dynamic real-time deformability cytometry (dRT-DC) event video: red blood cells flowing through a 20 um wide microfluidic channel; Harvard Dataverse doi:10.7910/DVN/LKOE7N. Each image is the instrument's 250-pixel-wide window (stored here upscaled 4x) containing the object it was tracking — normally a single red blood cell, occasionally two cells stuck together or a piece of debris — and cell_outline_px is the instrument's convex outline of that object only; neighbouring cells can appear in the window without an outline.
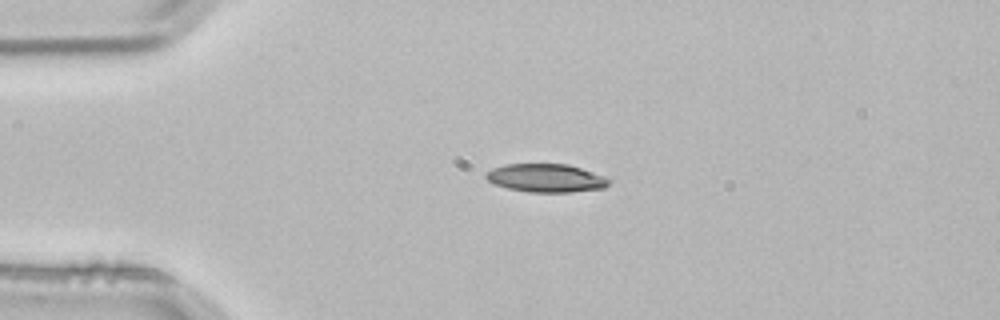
{"species": "common noctule bat (a hibernating species)", "species_latin": "Nyctalus noctula", "temperature_condition": "room temperature", "stored_images_in_passage": 2, "camera_frame_rate_fps": 3000, "um_per_image_px": 0.085, "animal": {"sex": "male", "body_mass_g": 21.5, "forearm_length_mm": 52.0}, "frame": {"image": 1, "passage_image": 1, "time_ms": 0.0, "image_size_px": [1000, 320], "cell_outline_px": [[612, 180], [604, 188], [572, 192], [528, 192], [508, 188], [492, 184], [484, 176], [484, 172], [492, 168], [504, 164], [568, 164], [604, 176]], "centroid_in_image_um": [46.37, 15.13], "position_along_channel_um": 38.6, "area_um2": 20.4}}
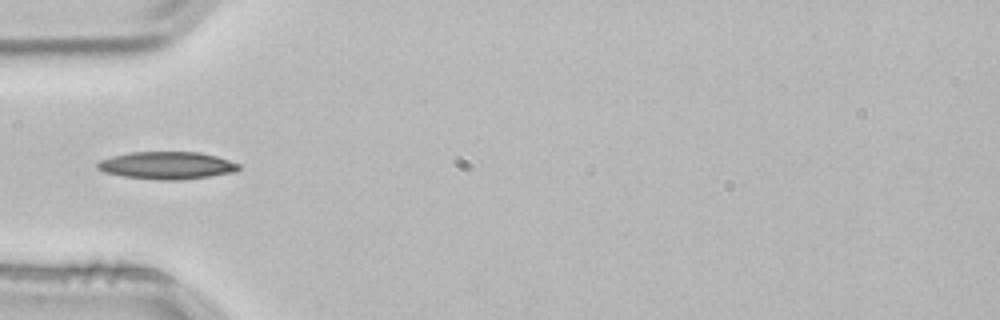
{"frame": {"image": 2, "passage_image": 2, "time_ms": 0.333, "image_size_px": [1000, 320], "cell_outline_px": [[240, 168], [236, 172], [208, 176], [176, 180], [160, 180], [124, 176], [104, 172], [96, 168], [96, 164], [100, 160], [112, 156], [128, 152], [200, 152], [216, 156], [240, 164]], "centroid_in_image_um": [14.17, 14.05], "position_along_channel_um": 70.8, "area_um2": 22.54}}